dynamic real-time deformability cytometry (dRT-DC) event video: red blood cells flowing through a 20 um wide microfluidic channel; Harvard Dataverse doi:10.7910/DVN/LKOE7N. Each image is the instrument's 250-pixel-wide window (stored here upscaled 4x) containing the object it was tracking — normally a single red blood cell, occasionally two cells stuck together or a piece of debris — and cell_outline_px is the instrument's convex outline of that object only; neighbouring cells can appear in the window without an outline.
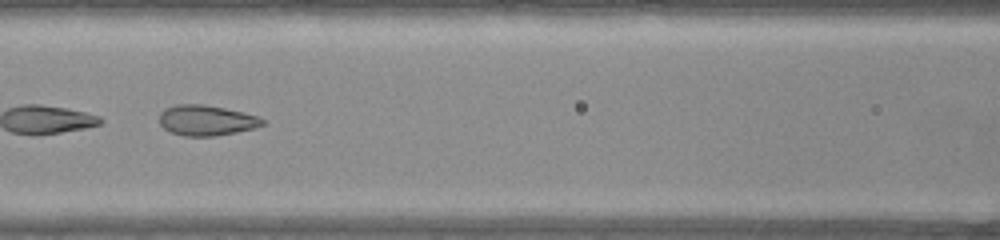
{"species": "common noctule bat (a hibernating species)", "species_latin": "Nyctalus noctula", "temperature_condition": "warm", "stored_images_in_passage": 21, "camera_frame_rate_fps": 3000, "um_per_image_px": 0.085, "animal": {"sex": "female", "body_mass_g": 22.0, "forearm_length_mm": 56.7}, "frame": {"image": 1, "passage_image": 10, "time_ms": 3.0, "image_size_px": [1000, 240], "cell_outline_px": [[264, 124], [256, 128], [216, 136], [184, 136], [172, 132], [164, 128], [160, 124], [160, 112], [164, 108], [176, 104], [204, 104], [224, 108], [256, 116], [264, 120]], "centroid_in_image_um": [17.52, 10.23], "position_along_channel_um": 149.1, "area_um2": 18.21}}